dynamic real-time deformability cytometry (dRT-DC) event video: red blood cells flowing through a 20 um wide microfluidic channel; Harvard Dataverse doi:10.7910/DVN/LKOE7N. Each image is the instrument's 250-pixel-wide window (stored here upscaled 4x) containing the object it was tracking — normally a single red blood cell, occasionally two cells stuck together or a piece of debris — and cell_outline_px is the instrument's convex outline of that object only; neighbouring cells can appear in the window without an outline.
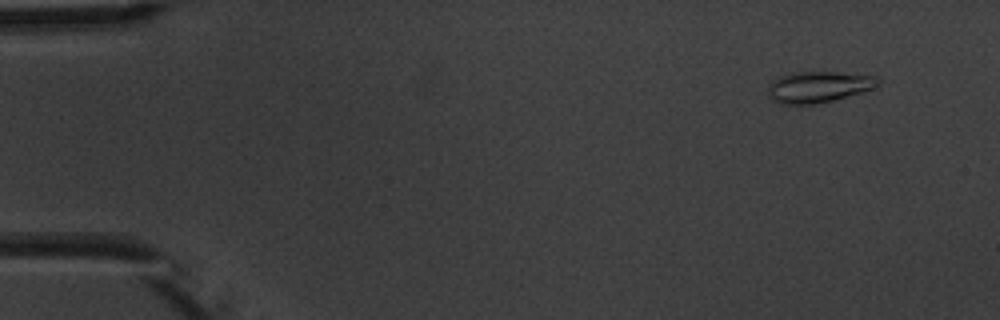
{"species": "common noctule bat (a hibernating species)", "species_latin": "Nyctalus noctula", "temperature_condition": "warm", "stored_images_in_passage": 5, "camera_frame_rate_fps": 3000, "um_per_image_px": 0.085, "animal": {"sex": "male", "body_mass_g": 20.1, "forearm_length_mm": 53.5}, "frame": {"image": 1, "passage_image": 1, "time_ms": 0.0, "image_size_px": [1000, 320], "cell_outline_px": [[880, 88], [816, 104], [780, 104], [772, 100], [768, 96], [768, 88], [772, 80], [780, 76], [792, 72], [836, 72], [876, 76], [880, 80]], "centroid_in_image_um": [69.61, 7.39], "position_along_channel_um": 15.4, "area_um2": 20.29}}